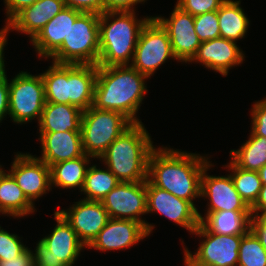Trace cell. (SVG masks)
<instances>
[{
	"label": "cell",
	"mask_w": 266,
	"mask_h": 266,
	"mask_svg": "<svg viewBox=\"0 0 266 266\" xmlns=\"http://www.w3.org/2000/svg\"><path fill=\"white\" fill-rule=\"evenodd\" d=\"M193 234L205 237L197 252L184 248L186 266H237L238 251L244 235L216 234L208 231L201 223Z\"/></svg>",
	"instance_id": "10"
},
{
	"label": "cell",
	"mask_w": 266,
	"mask_h": 266,
	"mask_svg": "<svg viewBox=\"0 0 266 266\" xmlns=\"http://www.w3.org/2000/svg\"><path fill=\"white\" fill-rule=\"evenodd\" d=\"M4 170L1 169V165H0V177L4 174Z\"/></svg>",
	"instance_id": "45"
},
{
	"label": "cell",
	"mask_w": 266,
	"mask_h": 266,
	"mask_svg": "<svg viewBox=\"0 0 266 266\" xmlns=\"http://www.w3.org/2000/svg\"><path fill=\"white\" fill-rule=\"evenodd\" d=\"M119 182L108 168L102 170L98 169L96 165H92L87 169L81 192L86 194L85 200L102 201Z\"/></svg>",
	"instance_id": "29"
},
{
	"label": "cell",
	"mask_w": 266,
	"mask_h": 266,
	"mask_svg": "<svg viewBox=\"0 0 266 266\" xmlns=\"http://www.w3.org/2000/svg\"><path fill=\"white\" fill-rule=\"evenodd\" d=\"M82 13L79 10L65 7L40 30L31 40L39 57L49 58L61 47L71 23H75Z\"/></svg>",
	"instance_id": "22"
},
{
	"label": "cell",
	"mask_w": 266,
	"mask_h": 266,
	"mask_svg": "<svg viewBox=\"0 0 266 266\" xmlns=\"http://www.w3.org/2000/svg\"><path fill=\"white\" fill-rule=\"evenodd\" d=\"M37 0H4L6 6V13L8 23L18 12L23 8L33 5Z\"/></svg>",
	"instance_id": "41"
},
{
	"label": "cell",
	"mask_w": 266,
	"mask_h": 266,
	"mask_svg": "<svg viewBox=\"0 0 266 266\" xmlns=\"http://www.w3.org/2000/svg\"><path fill=\"white\" fill-rule=\"evenodd\" d=\"M57 225L42 238L35 249V266H73L80 251L86 247L65 218L56 211Z\"/></svg>",
	"instance_id": "8"
},
{
	"label": "cell",
	"mask_w": 266,
	"mask_h": 266,
	"mask_svg": "<svg viewBox=\"0 0 266 266\" xmlns=\"http://www.w3.org/2000/svg\"><path fill=\"white\" fill-rule=\"evenodd\" d=\"M148 236L146 227L139 222L110 218L88 248L96 250H121Z\"/></svg>",
	"instance_id": "18"
},
{
	"label": "cell",
	"mask_w": 266,
	"mask_h": 266,
	"mask_svg": "<svg viewBox=\"0 0 266 266\" xmlns=\"http://www.w3.org/2000/svg\"><path fill=\"white\" fill-rule=\"evenodd\" d=\"M64 8V0H37L33 5L18 12L3 29L7 32L14 29L25 33L32 40Z\"/></svg>",
	"instance_id": "20"
},
{
	"label": "cell",
	"mask_w": 266,
	"mask_h": 266,
	"mask_svg": "<svg viewBox=\"0 0 266 266\" xmlns=\"http://www.w3.org/2000/svg\"><path fill=\"white\" fill-rule=\"evenodd\" d=\"M52 63L41 74L46 102L74 105L82 111L92 106L97 65Z\"/></svg>",
	"instance_id": "5"
},
{
	"label": "cell",
	"mask_w": 266,
	"mask_h": 266,
	"mask_svg": "<svg viewBox=\"0 0 266 266\" xmlns=\"http://www.w3.org/2000/svg\"><path fill=\"white\" fill-rule=\"evenodd\" d=\"M42 156L49 167L84 155L81 131L39 132Z\"/></svg>",
	"instance_id": "21"
},
{
	"label": "cell",
	"mask_w": 266,
	"mask_h": 266,
	"mask_svg": "<svg viewBox=\"0 0 266 266\" xmlns=\"http://www.w3.org/2000/svg\"><path fill=\"white\" fill-rule=\"evenodd\" d=\"M259 212H261V214ZM251 214L266 215V185H262L258 199L251 207Z\"/></svg>",
	"instance_id": "42"
},
{
	"label": "cell",
	"mask_w": 266,
	"mask_h": 266,
	"mask_svg": "<svg viewBox=\"0 0 266 266\" xmlns=\"http://www.w3.org/2000/svg\"><path fill=\"white\" fill-rule=\"evenodd\" d=\"M105 11H134V5L145 0H104Z\"/></svg>",
	"instance_id": "40"
},
{
	"label": "cell",
	"mask_w": 266,
	"mask_h": 266,
	"mask_svg": "<svg viewBox=\"0 0 266 266\" xmlns=\"http://www.w3.org/2000/svg\"><path fill=\"white\" fill-rule=\"evenodd\" d=\"M146 192L147 213L158 212L191 233L199 226V212L191 202L154 186L148 179L146 180Z\"/></svg>",
	"instance_id": "13"
},
{
	"label": "cell",
	"mask_w": 266,
	"mask_h": 266,
	"mask_svg": "<svg viewBox=\"0 0 266 266\" xmlns=\"http://www.w3.org/2000/svg\"><path fill=\"white\" fill-rule=\"evenodd\" d=\"M251 111V134L266 137V99L256 102Z\"/></svg>",
	"instance_id": "35"
},
{
	"label": "cell",
	"mask_w": 266,
	"mask_h": 266,
	"mask_svg": "<svg viewBox=\"0 0 266 266\" xmlns=\"http://www.w3.org/2000/svg\"><path fill=\"white\" fill-rule=\"evenodd\" d=\"M262 185H266V164L258 170Z\"/></svg>",
	"instance_id": "44"
},
{
	"label": "cell",
	"mask_w": 266,
	"mask_h": 266,
	"mask_svg": "<svg viewBox=\"0 0 266 266\" xmlns=\"http://www.w3.org/2000/svg\"><path fill=\"white\" fill-rule=\"evenodd\" d=\"M65 7L79 10L83 13L102 14L105 12L104 0H64Z\"/></svg>",
	"instance_id": "36"
},
{
	"label": "cell",
	"mask_w": 266,
	"mask_h": 266,
	"mask_svg": "<svg viewBox=\"0 0 266 266\" xmlns=\"http://www.w3.org/2000/svg\"><path fill=\"white\" fill-rule=\"evenodd\" d=\"M7 114L9 115V83L7 76L4 75L0 77V121Z\"/></svg>",
	"instance_id": "39"
},
{
	"label": "cell",
	"mask_w": 266,
	"mask_h": 266,
	"mask_svg": "<svg viewBox=\"0 0 266 266\" xmlns=\"http://www.w3.org/2000/svg\"><path fill=\"white\" fill-rule=\"evenodd\" d=\"M250 230L266 251V215H252L250 218Z\"/></svg>",
	"instance_id": "37"
},
{
	"label": "cell",
	"mask_w": 266,
	"mask_h": 266,
	"mask_svg": "<svg viewBox=\"0 0 266 266\" xmlns=\"http://www.w3.org/2000/svg\"><path fill=\"white\" fill-rule=\"evenodd\" d=\"M83 111L74 105L46 102L39 123L40 132L81 131Z\"/></svg>",
	"instance_id": "23"
},
{
	"label": "cell",
	"mask_w": 266,
	"mask_h": 266,
	"mask_svg": "<svg viewBox=\"0 0 266 266\" xmlns=\"http://www.w3.org/2000/svg\"><path fill=\"white\" fill-rule=\"evenodd\" d=\"M233 173H230L235 189L241 198L251 208L257 201L262 182L258 171H247L237 167L232 161L226 166Z\"/></svg>",
	"instance_id": "30"
},
{
	"label": "cell",
	"mask_w": 266,
	"mask_h": 266,
	"mask_svg": "<svg viewBox=\"0 0 266 266\" xmlns=\"http://www.w3.org/2000/svg\"><path fill=\"white\" fill-rule=\"evenodd\" d=\"M200 223L210 232L225 235H244L250 229L251 211H219L198 213Z\"/></svg>",
	"instance_id": "24"
},
{
	"label": "cell",
	"mask_w": 266,
	"mask_h": 266,
	"mask_svg": "<svg viewBox=\"0 0 266 266\" xmlns=\"http://www.w3.org/2000/svg\"><path fill=\"white\" fill-rule=\"evenodd\" d=\"M217 13L220 37L233 42L244 38L249 26V20L240 7V0H226Z\"/></svg>",
	"instance_id": "27"
},
{
	"label": "cell",
	"mask_w": 266,
	"mask_h": 266,
	"mask_svg": "<svg viewBox=\"0 0 266 266\" xmlns=\"http://www.w3.org/2000/svg\"><path fill=\"white\" fill-rule=\"evenodd\" d=\"M112 219L133 220L142 223L148 235L154 226L139 216L147 214L146 181L119 182L101 201Z\"/></svg>",
	"instance_id": "12"
},
{
	"label": "cell",
	"mask_w": 266,
	"mask_h": 266,
	"mask_svg": "<svg viewBox=\"0 0 266 266\" xmlns=\"http://www.w3.org/2000/svg\"><path fill=\"white\" fill-rule=\"evenodd\" d=\"M0 266H35L34 255L28 247L15 258L0 260Z\"/></svg>",
	"instance_id": "38"
},
{
	"label": "cell",
	"mask_w": 266,
	"mask_h": 266,
	"mask_svg": "<svg viewBox=\"0 0 266 266\" xmlns=\"http://www.w3.org/2000/svg\"><path fill=\"white\" fill-rule=\"evenodd\" d=\"M19 238L17 235L1 229L0 226V260L15 258L27 248Z\"/></svg>",
	"instance_id": "33"
},
{
	"label": "cell",
	"mask_w": 266,
	"mask_h": 266,
	"mask_svg": "<svg viewBox=\"0 0 266 266\" xmlns=\"http://www.w3.org/2000/svg\"><path fill=\"white\" fill-rule=\"evenodd\" d=\"M244 54L236 45V42L219 37L209 41L201 42L196 55L190 61H198L207 69L214 70L226 76L228 70L243 63Z\"/></svg>",
	"instance_id": "19"
},
{
	"label": "cell",
	"mask_w": 266,
	"mask_h": 266,
	"mask_svg": "<svg viewBox=\"0 0 266 266\" xmlns=\"http://www.w3.org/2000/svg\"><path fill=\"white\" fill-rule=\"evenodd\" d=\"M131 124L132 122L120 112L90 106L83 111L81 122L84 154L94 159L100 158Z\"/></svg>",
	"instance_id": "7"
},
{
	"label": "cell",
	"mask_w": 266,
	"mask_h": 266,
	"mask_svg": "<svg viewBox=\"0 0 266 266\" xmlns=\"http://www.w3.org/2000/svg\"><path fill=\"white\" fill-rule=\"evenodd\" d=\"M99 18L96 13H82L61 47L50 57L59 64L97 65L99 59Z\"/></svg>",
	"instance_id": "6"
},
{
	"label": "cell",
	"mask_w": 266,
	"mask_h": 266,
	"mask_svg": "<svg viewBox=\"0 0 266 266\" xmlns=\"http://www.w3.org/2000/svg\"><path fill=\"white\" fill-rule=\"evenodd\" d=\"M168 58L176 59L168 32L152 17L142 28L131 66L148 78Z\"/></svg>",
	"instance_id": "11"
},
{
	"label": "cell",
	"mask_w": 266,
	"mask_h": 266,
	"mask_svg": "<svg viewBox=\"0 0 266 266\" xmlns=\"http://www.w3.org/2000/svg\"><path fill=\"white\" fill-rule=\"evenodd\" d=\"M90 156L84 154L81 157L62 161L50 167L51 186L60 188H83ZM88 167H87V166Z\"/></svg>",
	"instance_id": "25"
},
{
	"label": "cell",
	"mask_w": 266,
	"mask_h": 266,
	"mask_svg": "<svg viewBox=\"0 0 266 266\" xmlns=\"http://www.w3.org/2000/svg\"><path fill=\"white\" fill-rule=\"evenodd\" d=\"M9 173L0 177V213L23 217L35 208Z\"/></svg>",
	"instance_id": "26"
},
{
	"label": "cell",
	"mask_w": 266,
	"mask_h": 266,
	"mask_svg": "<svg viewBox=\"0 0 266 266\" xmlns=\"http://www.w3.org/2000/svg\"><path fill=\"white\" fill-rule=\"evenodd\" d=\"M68 210H57L76 232L80 241L89 246L110 219L101 201L80 200Z\"/></svg>",
	"instance_id": "16"
},
{
	"label": "cell",
	"mask_w": 266,
	"mask_h": 266,
	"mask_svg": "<svg viewBox=\"0 0 266 266\" xmlns=\"http://www.w3.org/2000/svg\"><path fill=\"white\" fill-rule=\"evenodd\" d=\"M196 34L201 42L220 37V27L217 11L194 16Z\"/></svg>",
	"instance_id": "32"
},
{
	"label": "cell",
	"mask_w": 266,
	"mask_h": 266,
	"mask_svg": "<svg viewBox=\"0 0 266 266\" xmlns=\"http://www.w3.org/2000/svg\"><path fill=\"white\" fill-rule=\"evenodd\" d=\"M155 147L141 123H132L99 158L120 182H142L148 178V159Z\"/></svg>",
	"instance_id": "3"
},
{
	"label": "cell",
	"mask_w": 266,
	"mask_h": 266,
	"mask_svg": "<svg viewBox=\"0 0 266 266\" xmlns=\"http://www.w3.org/2000/svg\"><path fill=\"white\" fill-rule=\"evenodd\" d=\"M168 32L173 53L177 60L190 62L201 45L195 31L194 16L175 5L169 19L154 17Z\"/></svg>",
	"instance_id": "14"
},
{
	"label": "cell",
	"mask_w": 266,
	"mask_h": 266,
	"mask_svg": "<svg viewBox=\"0 0 266 266\" xmlns=\"http://www.w3.org/2000/svg\"><path fill=\"white\" fill-rule=\"evenodd\" d=\"M11 168L9 174L32 204L46 191H50V167L38 157L29 153L16 154Z\"/></svg>",
	"instance_id": "15"
},
{
	"label": "cell",
	"mask_w": 266,
	"mask_h": 266,
	"mask_svg": "<svg viewBox=\"0 0 266 266\" xmlns=\"http://www.w3.org/2000/svg\"><path fill=\"white\" fill-rule=\"evenodd\" d=\"M147 78L131 65L97 67L92 106L120 112L132 123H141L136 113L147 92Z\"/></svg>",
	"instance_id": "2"
},
{
	"label": "cell",
	"mask_w": 266,
	"mask_h": 266,
	"mask_svg": "<svg viewBox=\"0 0 266 266\" xmlns=\"http://www.w3.org/2000/svg\"><path fill=\"white\" fill-rule=\"evenodd\" d=\"M226 0H177V6L192 16L218 11Z\"/></svg>",
	"instance_id": "34"
},
{
	"label": "cell",
	"mask_w": 266,
	"mask_h": 266,
	"mask_svg": "<svg viewBox=\"0 0 266 266\" xmlns=\"http://www.w3.org/2000/svg\"><path fill=\"white\" fill-rule=\"evenodd\" d=\"M46 104L45 86L41 74L21 71L9 83V116L15 123L41 119Z\"/></svg>",
	"instance_id": "9"
},
{
	"label": "cell",
	"mask_w": 266,
	"mask_h": 266,
	"mask_svg": "<svg viewBox=\"0 0 266 266\" xmlns=\"http://www.w3.org/2000/svg\"><path fill=\"white\" fill-rule=\"evenodd\" d=\"M212 164H207L201 177V197L210 200L207 213L219 211H251L235 189L230 174L225 176H208L206 171Z\"/></svg>",
	"instance_id": "17"
},
{
	"label": "cell",
	"mask_w": 266,
	"mask_h": 266,
	"mask_svg": "<svg viewBox=\"0 0 266 266\" xmlns=\"http://www.w3.org/2000/svg\"><path fill=\"white\" fill-rule=\"evenodd\" d=\"M111 18L114 19L112 22ZM151 18L138 20L135 11H105L100 14L97 67L122 66L128 65L130 60L132 62L140 32Z\"/></svg>",
	"instance_id": "4"
},
{
	"label": "cell",
	"mask_w": 266,
	"mask_h": 266,
	"mask_svg": "<svg viewBox=\"0 0 266 266\" xmlns=\"http://www.w3.org/2000/svg\"><path fill=\"white\" fill-rule=\"evenodd\" d=\"M207 160L200 154L154 148L148 159L147 179L154 186L194 205L193 199L201 197V177L210 163Z\"/></svg>",
	"instance_id": "1"
},
{
	"label": "cell",
	"mask_w": 266,
	"mask_h": 266,
	"mask_svg": "<svg viewBox=\"0 0 266 266\" xmlns=\"http://www.w3.org/2000/svg\"><path fill=\"white\" fill-rule=\"evenodd\" d=\"M7 34L8 32L5 29H2L0 31V77L6 75L5 72V63H4V55H3V49L7 42Z\"/></svg>",
	"instance_id": "43"
},
{
	"label": "cell",
	"mask_w": 266,
	"mask_h": 266,
	"mask_svg": "<svg viewBox=\"0 0 266 266\" xmlns=\"http://www.w3.org/2000/svg\"><path fill=\"white\" fill-rule=\"evenodd\" d=\"M232 162L247 171H258L266 164V137L250 134L238 150H230Z\"/></svg>",
	"instance_id": "28"
},
{
	"label": "cell",
	"mask_w": 266,
	"mask_h": 266,
	"mask_svg": "<svg viewBox=\"0 0 266 266\" xmlns=\"http://www.w3.org/2000/svg\"><path fill=\"white\" fill-rule=\"evenodd\" d=\"M237 266H266V251L250 229L241 238Z\"/></svg>",
	"instance_id": "31"
}]
</instances>
